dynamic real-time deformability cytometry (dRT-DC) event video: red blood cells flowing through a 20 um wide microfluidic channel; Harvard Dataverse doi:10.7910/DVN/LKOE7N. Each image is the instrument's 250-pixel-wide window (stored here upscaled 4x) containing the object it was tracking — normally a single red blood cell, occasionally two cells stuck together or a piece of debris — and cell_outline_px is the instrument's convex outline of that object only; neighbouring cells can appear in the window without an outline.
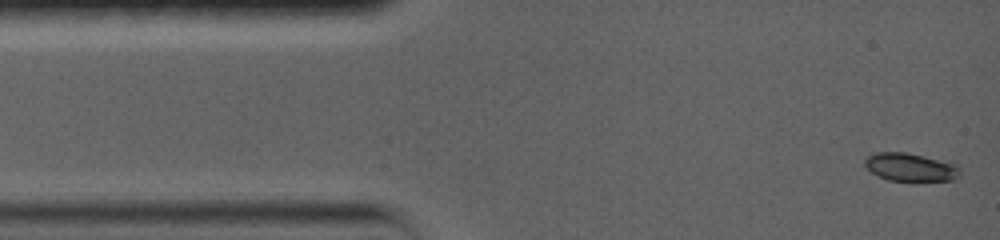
{"species": "common noctule bat (a hibernating species)", "species_latin": "Nyctalus noctula", "temperature_condition": "warm", "stored_images_in_passage": 41, "camera_frame_rate_fps": 5000, "um_per_image_px": 0.085, "animal": {"sex": "female", "body_mass_g": 19.0, "forearm_length_mm": 56.7}, "frame": {"image": 1, "passage_image": 1, "time_ms": 0.0, "image_size_px": [1000, 240], "cell_outline_px": [[960, 176], [956, 180], [916, 184], [888, 180], [872, 172], [864, 164], [864, 160], [868, 156], [876, 152], [904, 152], [924, 156], [956, 164], [960, 168]], "centroid_in_image_um": [77.46, 14.27], "position_along_channel_um": 7.5, "area_um2": 16.36}}
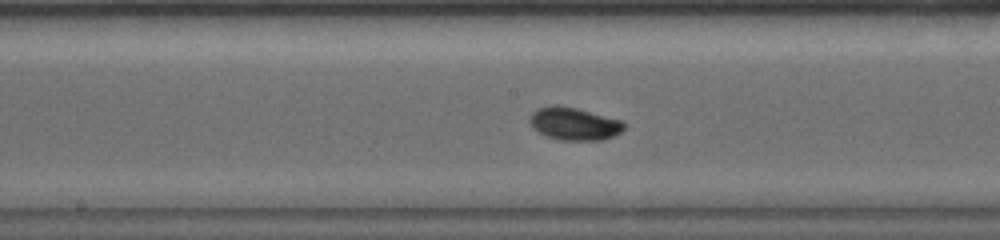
{"frame": {"image": 2, "passage_image": 18, "time_ms": 7.2, "image_size_px": [1000, 240], "cell_outline_px": [[624, 128], [620, 132], [604, 140], [560, 140], [548, 136], [532, 128], [528, 124], [528, 116], [536, 108], [552, 104], [556, 104], [576, 108], [624, 120]], "centroid_in_image_um": [48.76, 10.5], "position_along_channel_um": 199.4, "area_um2": 18.26}}
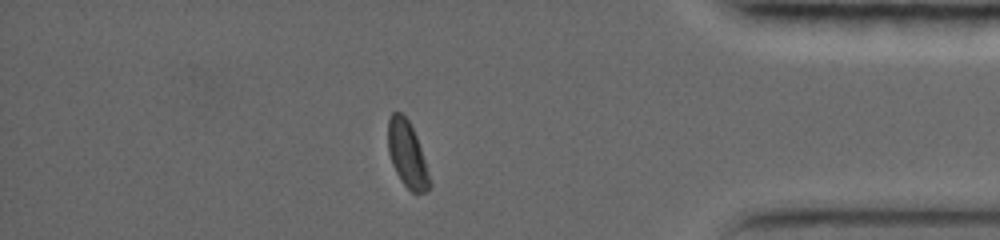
{"frame": {"image": 3, "passage_image": 35, "time_ms": 13.4, "image_size_px": [1000, 240], "cell_outline_px": [[432, 184], [424, 192], [416, 196], [400, 180], [392, 164], [388, 152], [388, 120], [392, 112], [400, 112], [408, 120], [416, 136]], "centroid_in_image_um": [34.6, 13.15], "position_along_channel_um": 400.6, "area_um2": 15.9}, "authors_computed_cell_mechanics": {"area_um2": 16.3574, "velocity_mm_per_s": 3.6985, "shape_relaxation_time_tau1_ms": 2.2207, "shape_relaxation_time_tau2_ms": null, "deformation_change_tau1": 0.1137, "deformation_change_tau2": null}}